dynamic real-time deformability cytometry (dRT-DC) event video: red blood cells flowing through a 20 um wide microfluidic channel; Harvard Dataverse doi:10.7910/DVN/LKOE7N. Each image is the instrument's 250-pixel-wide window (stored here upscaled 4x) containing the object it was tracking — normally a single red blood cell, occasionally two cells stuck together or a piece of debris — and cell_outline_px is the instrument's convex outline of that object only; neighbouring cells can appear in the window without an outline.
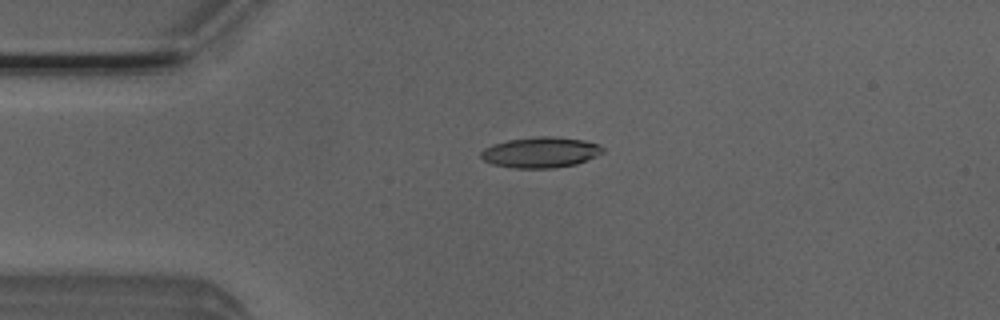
{"species": "Egyptian fruit bat (a non-hibernating species)", "species_latin": "Rousettus aegyptiacus", "temperature_condition": "room temperature", "stored_images_in_passage": 10, "camera_frame_rate_fps": 3000, "um_per_image_px": 0.085, "animal": {"sex": "male"}, "frame": {"image": 1, "passage_image": 4, "time_ms": 1.0, "image_size_px": [1000, 320], "cell_outline_px": [[604, 152], [596, 156], [576, 164], [552, 168], [516, 168], [492, 164], [484, 160], [480, 156], [480, 152], [484, 148], [492, 144], [508, 140], [536, 136], [552, 136], [584, 140], [600, 144], [604, 148]], "centroid_in_image_um": [45.95, 12.94], "position_along_channel_um": 39.0, "area_um2": 21.85}}
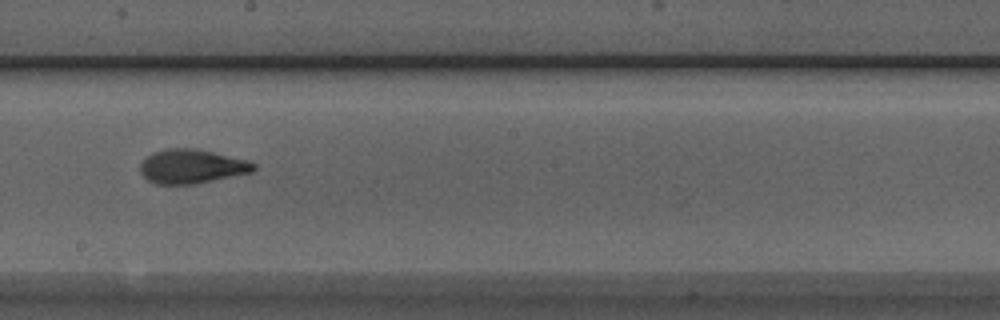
{"frame": {"image": 2, "passage_image": 9, "time_ms": 2.667, "image_size_px": [1000, 320], "cell_outline_px": [[256, 168], [252, 172], [196, 184], [156, 184], [148, 180], [140, 172], [140, 164], [152, 152], [168, 148], [196, 148], [248, 160], [256, 164]], "centroid_in_image_um": [16.3, 14.14], "position_along_channel_um": 231.9, "area_um2": 22.6}}
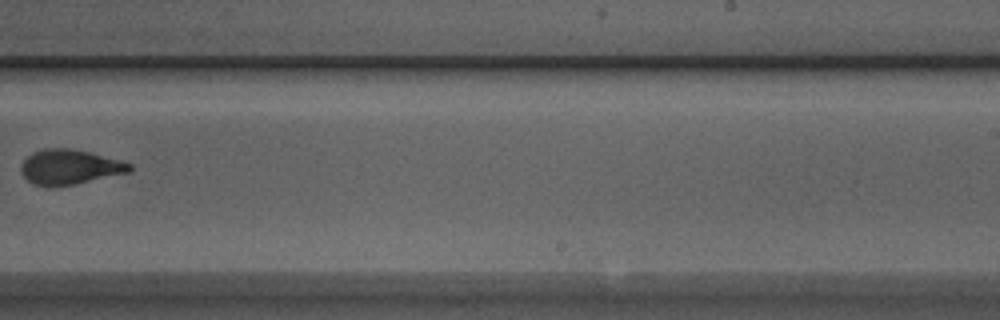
{"frame": {"image": 3, "passage_image": 10, "time_ms": 3.0, "image_size_px": [1000, 320], "cell_outline_px": [[132, 168], [128, 172], [76, 184], [56, 188], [48, 188], [32, 184], [20, 172], [20, 168], [24, 160], [32, 152], [48, 148], [68, 148], [88, 152], [132, 164]], "centroid_in_image_um": [5.85, 14.23], "position_along_channel_um": 283.1, "area_um2": 22.08}}